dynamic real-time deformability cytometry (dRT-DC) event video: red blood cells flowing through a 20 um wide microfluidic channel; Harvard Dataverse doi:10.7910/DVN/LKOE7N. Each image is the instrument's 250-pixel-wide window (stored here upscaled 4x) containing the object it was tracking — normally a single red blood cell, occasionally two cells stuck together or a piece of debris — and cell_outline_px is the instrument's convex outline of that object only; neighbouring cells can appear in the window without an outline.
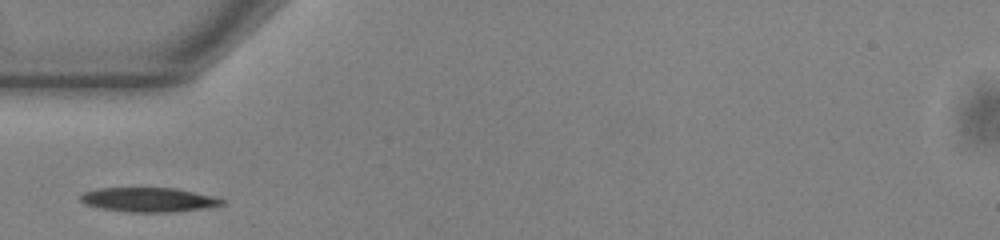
{"species": "common noctule bat (a hibernating species)", "species_latin": "Nyctalus noctula", "temperature_condition": "warm", "stored_images_in_passage": 28, "camera_frame_rate_fps": 3000, "um_per_image_px": 0.085, "animal": {"sex": "male", "body_mass_g": 13.0, "forearm_length_mm": 53.1}, "frame": {"image": 1, "passage_image": 1, "time_ms": 0.0, "image_size_px": [1000, 240], "cell_outline_px": [[228, 204], [208, 208], [172, 212], [128, 212], [100, 208], [84, 204], [80, 200], [80, 196], [84, 192], [100, 188], [176, 188], [216, 196], [224, 200]], "centroid_in_image_um": [12.71, 16.98], "position_along_channel_um": 72.3, "area_um2": 20.35}}
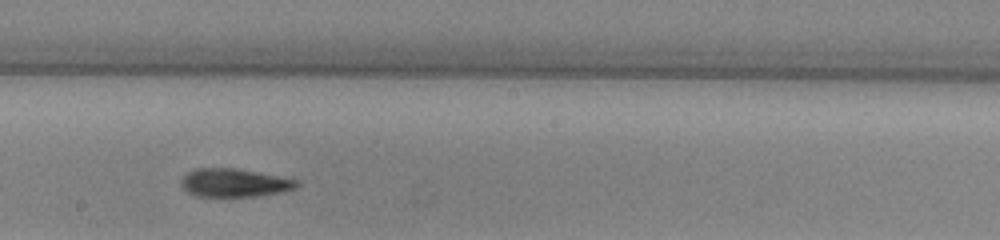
{"frame": {"image": 2, "passage_image": 13, "time_ms": 4.0, "image_size_px": [1000, 240], "cell_outline_px": [[300, 184], [296, 188], [284, 192], [256, 196], [196, 196], [188, 192], [180, 184], [180, 180], [188, 172], [196, 168], [232, 168], [300, 180]], "centroid_in_image_um": [19.94, 15.54], "position_along_channel_um": 228.3, "area_um2": 18.96}}
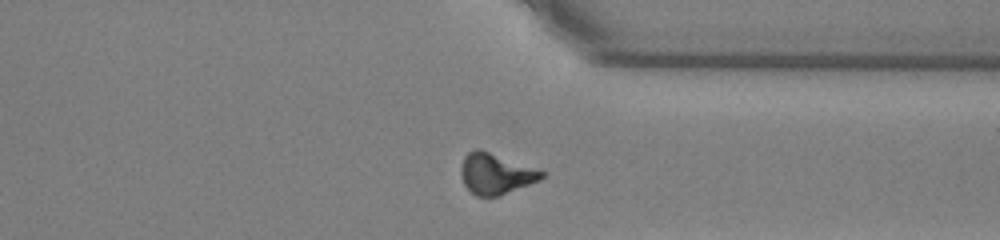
{"frame": {"image": 3, "passage_image": 24, "time_ms": 7.667, "image_size_px": [1000, 240], "cell_outline_px": [[544, 176], [540, 180], [500, 196], [476, 196], [464, 184], [460, 172], [460, 168], [464, 156], [468, 152], [476, 148], [480, 148], [544, 172]], "centroid_in_image_um": [42.1, 14.77], "position_along_channel_um": 369.3, "area_um2": 19.02}}